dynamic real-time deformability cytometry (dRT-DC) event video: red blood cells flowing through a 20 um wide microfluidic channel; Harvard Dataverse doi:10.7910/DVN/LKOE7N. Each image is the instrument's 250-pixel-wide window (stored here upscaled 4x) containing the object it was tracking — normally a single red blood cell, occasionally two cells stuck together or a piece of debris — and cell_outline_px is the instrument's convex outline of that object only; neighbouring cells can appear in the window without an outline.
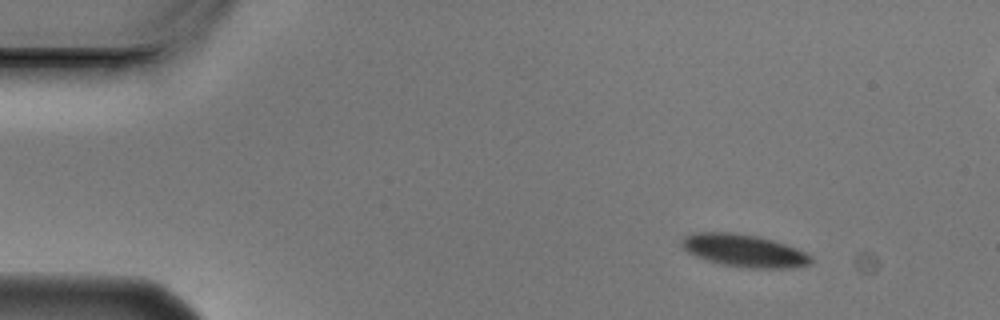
{"species": "Egyptian fruit bat (a non-hibernating species)", "species_latin": "Rousettus aegyptiacus", "temperature_condition": "cold", "stored_images_in_passage": 6, "camera_frame_rate_fps": 3000, "um_per_image_px": 0.085, "animal": {"sex": "male"}, "frame": {"image": 1, "passage_image": 1, "time_ms": 0.0, "image_size_px": [1000, 320], "cell_outline_px": [[812, 264], [796, 268], [740, 268], [704, 260], [688, 252], [680, 244], [680, 240], [684, 236], [692, 232], [732, 232], [756, 236], [772, 240], [796, 248], [812, 256]], "centroid_in_image_um": [63.23, 21.31], "position_along_channel_um": 21.8, "area_um2": 24.8}}
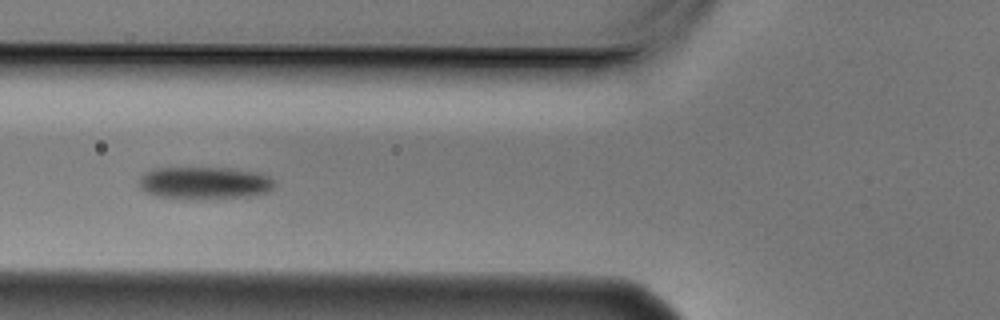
{"frame": {"image": 2, "passage_image": 5, "time_ms": 1.333, "image_size_px": [1000, 320], "cell_outline_px": [[276, 184], [268, 192], [240, 196], [196, 200], [160, 196], [148, 192], [140, 188], [140, 176], [144, 172], [152, 168], [232, 168], [260, 172], [268, 176]], "centroid_in_image_um": [17.37, 15.54], "position_along_channel_um": 108.4, "area_um2": 25.55}}
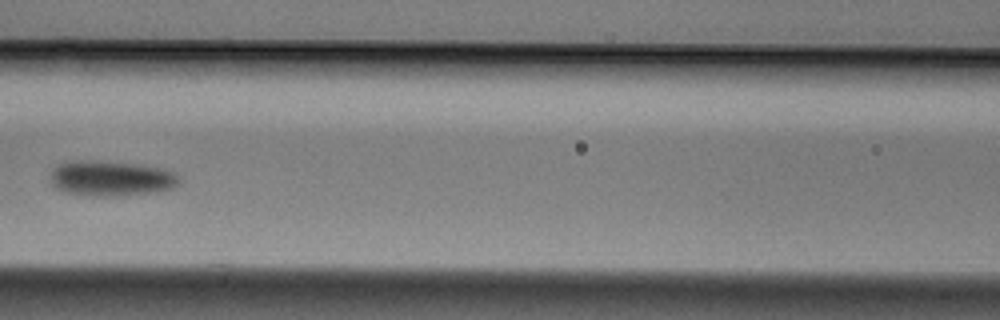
{"frame": {"image": 3, "passage_image": 6, "time_ms": 1.667, "image_size_px": [1000, 320], "cell_outline_px": [[180, 180], [172, 188], [156, 192], [116, 196], [96, 196], [64, 192], [56, 188], [48, 180], [48, 176], [52, 168], [68, 160], [92, 160], [132, 164], [156, 168], [172, 172]], "centroid_in_image_um": [9.31, 15.17], "position_along_channel_um": 157.3, "area_um2": 26.36}}